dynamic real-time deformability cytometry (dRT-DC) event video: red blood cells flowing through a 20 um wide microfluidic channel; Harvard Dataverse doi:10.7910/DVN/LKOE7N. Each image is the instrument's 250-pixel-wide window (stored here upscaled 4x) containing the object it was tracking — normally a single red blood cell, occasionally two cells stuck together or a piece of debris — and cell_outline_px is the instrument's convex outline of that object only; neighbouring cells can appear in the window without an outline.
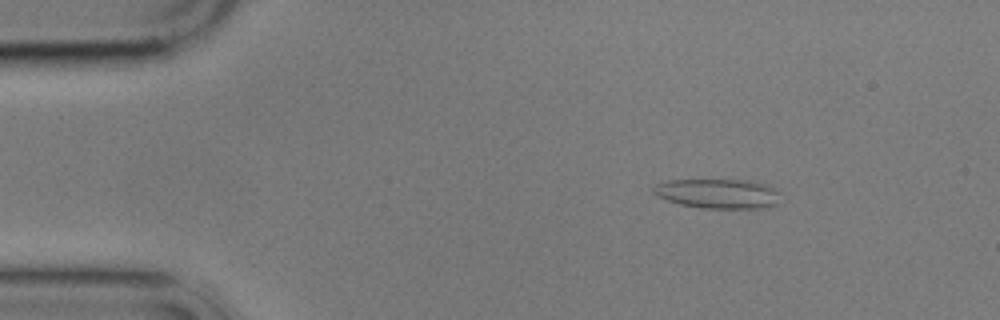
{"species": "common noctule bat (a hibernating species)", "species_latin": "Nyctalus noctula", "temperature_condition": "cold", "stored_images_in_passage": 5, "camera_frame_rate_fps": 3000, "um_per_image_px": 0.085, "animal": {"sex": "male", "body_mass_g": 17.9}, "frame": {"image": 1, "passage_image": 3, "time_ms": 2.333, "image_size_px": [1000, 320], "cell_outline_px": [[780, 192], [776, 204], [768, 208], [700, 208], [680, 204], [656, 196], [652, 192], [652, 188], [656, 184], [668, 180], [752, 180], [776, 188]], "centroid_in_image_um": [61.03, 16.45], "position_along_channel_um": 24.0, "area_um2": 22.08}}